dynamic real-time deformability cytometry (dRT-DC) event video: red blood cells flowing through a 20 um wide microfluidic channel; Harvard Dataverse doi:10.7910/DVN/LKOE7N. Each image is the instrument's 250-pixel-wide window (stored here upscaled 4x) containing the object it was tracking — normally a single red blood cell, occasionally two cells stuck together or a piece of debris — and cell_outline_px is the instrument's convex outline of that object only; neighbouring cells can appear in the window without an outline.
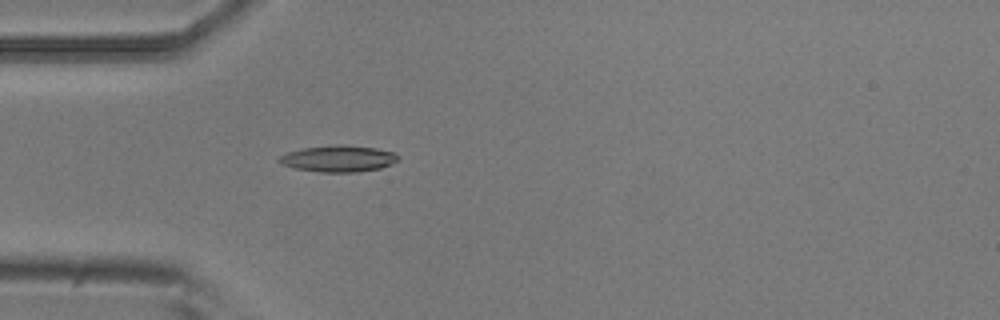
{"species": "common noctule bat (a hibernating species)", "species_latin": "Nyctalus noctula", "temperature_condition": "room temperature", "stored_images_in_passage": 35, "camera_frame_rate_fps": 3000, "um_per_image_px": 0.085, "animal": {"sex": "male", "body_mass_g": 20.5, "forearm_length_mm": 52.5}, "frame": {"image": 1, "passage_image": 1, "time_ms": 0.0, "image_size_px": [1000, 320], "cell_outline_px": [[400, 160], [392, 164], [380, 168], [356, 172], [320, 172], [296, 168], [280, 164], [276, 160], [280, 156], [288, 152], [304, 148], [340, 144], [344, 144], [376, 148], [392, 152], [400, 156]], "centroid_in_image_um": [28.78, 13.48], "position_along_channel_um": 56.2, "area_um2": 18.38}}
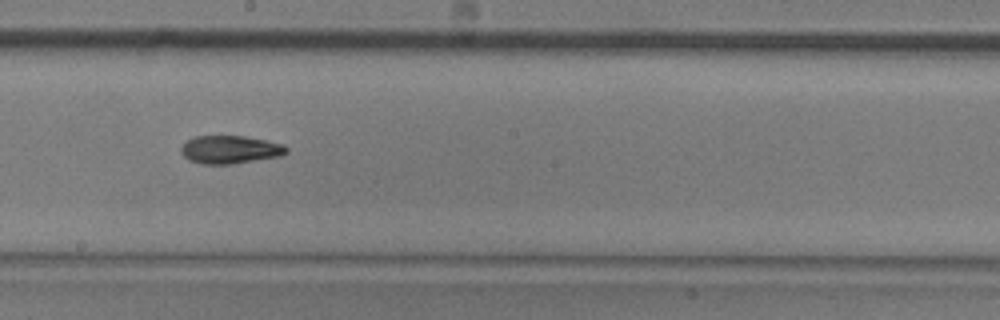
{"frame": {"image": 2, "passage_image": 15, "time_ms": 4.667, "image_size_px": [1000, 320], "cell_outline_px": [[288, 152], [280, 156], [232, 164], [200, 164], [188, 160], [180, 152], [180, 148], [188, 140], [196, 136], [244, 136], [284, 144], [288, 148]], "centroid_in_image_um": [19.55, 12.72], "position_along_channel_um": 228.7, "area_um2": 17.22}}
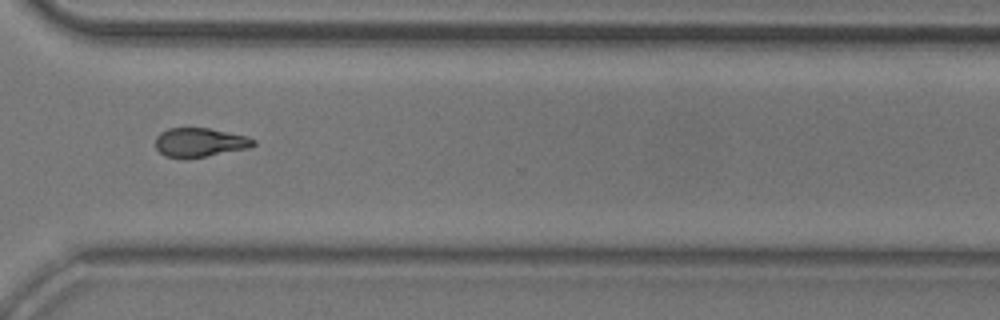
{"frame": {"image": 3, "passage_image": 25, "time_ms": 8.0, "image_size_px": [1000, 320], "cell_outline_px": [[256, 144], [252, 148], [204, 156], [164, 156], [156, 148], [156, 136], [160, 132], [168, 128], [208, 128], [248, 136], [256, 140]], "centroid_in_image_um": [17.03, 12.07], "position_along_channel_um": 353.6, "area_um2": 16.3}, "authors_computed_cell_mechanics": {"area_um2": 16.9932, "velocity_mm_per_s": 3.758, "shape_relaxation_time_tau1_ms": 5.6797, "shape_relaxation_time_tau2_ms": null, "deformation_change_tau1": 0.1589, "deformation_change_tau2": null}}